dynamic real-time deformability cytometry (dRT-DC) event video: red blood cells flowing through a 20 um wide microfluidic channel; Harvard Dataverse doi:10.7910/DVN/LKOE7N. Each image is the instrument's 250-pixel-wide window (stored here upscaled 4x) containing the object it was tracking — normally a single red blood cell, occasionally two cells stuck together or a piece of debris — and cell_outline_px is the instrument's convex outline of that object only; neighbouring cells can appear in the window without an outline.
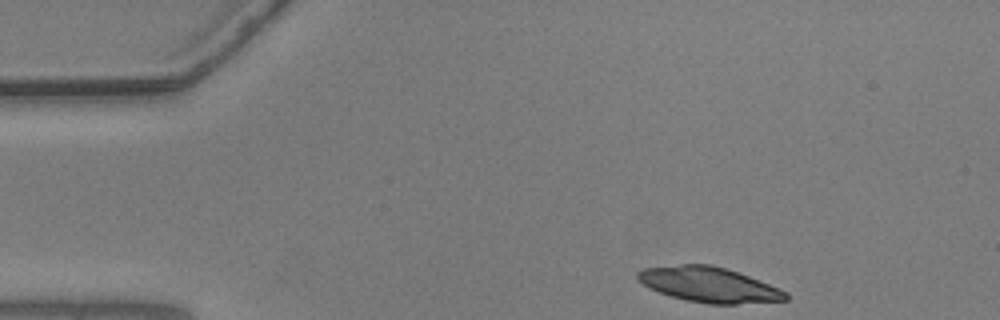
{"species": "common noctule bat (a hibernating species)", "species_latin": "Nyctalus noctula", "temperature_condition": "warm", "stored_images_in_passage": 13, "camera_frame_rate_fps": 3000, "um_per_image_px": 0.085, "animal": {"sex": "male", "body_mass_g": 20.5, "forearm_length_mm": 52.5}, "frame": {"image": 1, "passage_image": 1, "time_ms": 0.0, "image_size_px": [1000, 320], "cell_outline_px": [[788, 300], [736, 304], [708, 304], [684, 300], [648, 288], [636, 280], [636, 272], [644, 268], [680, 264], [708, 264], [724, 268], [748, 276], [788, 292]], "centroid_in_image_um": [60.21, 24.2], "position_along_channel_um": 24.8, "area_um2": 30.23}}